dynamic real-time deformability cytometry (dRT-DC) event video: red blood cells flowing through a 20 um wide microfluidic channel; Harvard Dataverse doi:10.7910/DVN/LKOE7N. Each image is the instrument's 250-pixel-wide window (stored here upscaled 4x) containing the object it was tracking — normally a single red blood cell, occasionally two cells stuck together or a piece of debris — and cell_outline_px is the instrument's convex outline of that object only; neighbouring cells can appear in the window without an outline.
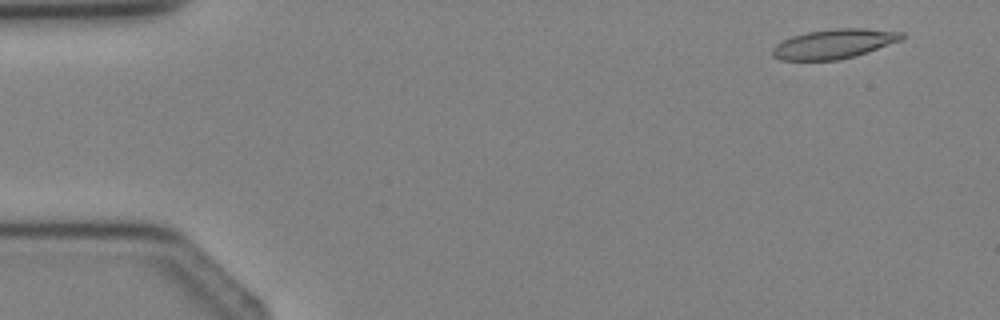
{"species": "Egyptian fruit bat (a non-hibernating species)", "species_latin": "Rousettus aegyptiacus", "temperature_condition": "cold", "stored_images_in_passage": 3, "camera_frame_rate_fps": 3000, "um_per_image_px": 0.085, "animal": {"sex": "female"}, "frame": {"image": 1, "passage_image": 1, "time_ms": 0.0, "image_size_px": [1000, 320], "cell_outline_px": [[908, 36], [904, 40], [856, 56], [836, 60], [780, 60], [772, 56], [772, 48], [776, 44], [792, 36], [808, 32], [836, 28], [864, 28], [904, 32]], "centroid_in_image_um": [70.96, 3.72], "position_along_channel_um": 14.0, "area_um2": 22.48}}
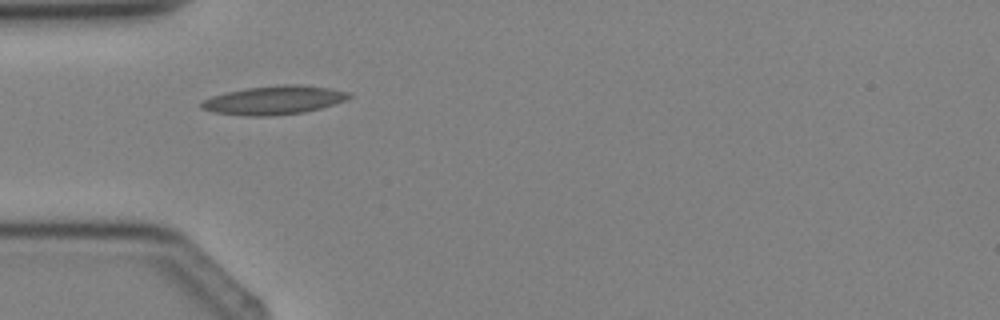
{"frame": {"image": 2, "passage_image": 3, "time_ms": 3.0, "image_size_px": [1000, 320], "cell_outline_px": [[352, 96], [336, 104], [304, 112], [268, 116], [248, 116], [216, 112], [200, 108], [200, 104], [204, 100], [212, 96], [244, 88], [276, 84], [300, 84], [332, 88], [348, 92]], "centroid_in_image_um": [23.32, 8.5], "position_along_channel_um": 61.7, "area_um2": 24.68}}